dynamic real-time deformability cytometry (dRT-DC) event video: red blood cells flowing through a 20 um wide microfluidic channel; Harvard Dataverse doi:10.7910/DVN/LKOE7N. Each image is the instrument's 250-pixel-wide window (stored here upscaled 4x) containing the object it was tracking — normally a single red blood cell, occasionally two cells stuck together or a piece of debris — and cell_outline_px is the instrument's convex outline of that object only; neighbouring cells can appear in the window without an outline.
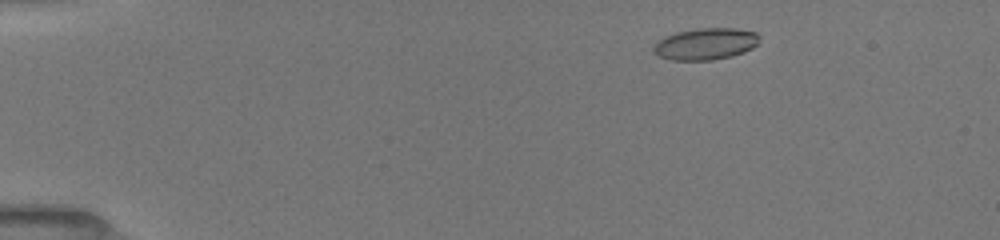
{"species": "common noctule bat (a hibernating species)", "species_latin": "Nyctalus noctula", "temperature_condition": "room temperature", "stored_images_in_passage": 49, "camera_frame_rate_fps": 3000, "um_per_image_px": 0.085, "animal": {"sex": "female", "body_mass_g": 19.5, "forearm_length_mm": 54.1}, "frame": {"image": 1, "passage_image": 5, "time_ms": 1.333, "image_size_px": [1000, 240], "cell_outline_px": [[760, 36], [756, 44], [752, 48], [744, 52], [732, 56], [712, 60], [672, 60], [660, 56], [652, 48], [664, 36], [676, 32], [700, 28], [736, 28], [756, 32]], "centroid_in_image_um": [60.0, 3.72], "position_along_channel_um": 25.0, "area_um2": 19.42}}
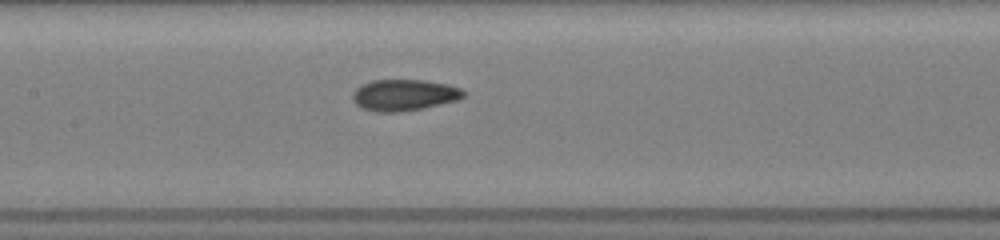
{"frame": {"image": 2, "passage_image": 23, "time_ms": 7.333, "image_size_px": [1000, 240], "cell_outline_px": [[464, 96], [456, 100], [424, 108], [396, 112], [376, 112], [364, 108], [356, 104], [352, 100], [352, 92], [360, 84], [372, 80], [424, 80], [448, 84], [460, 88], [464, 92]], "centroid_in_image_um": [34.31, 8.07], "position_along_channel_um": 173.1, "area_um2": 20.23}}
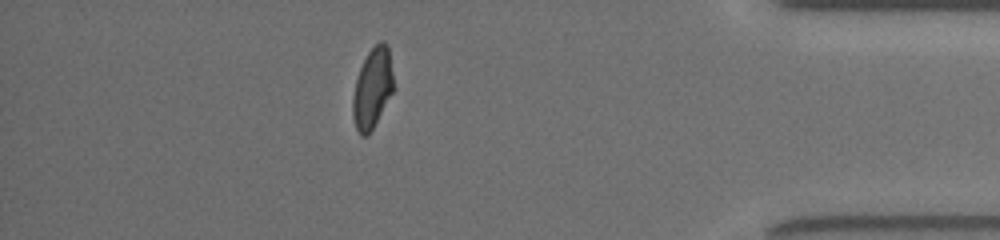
{"frame": {"image": 3, "passage_image": 43, "time_ms": 14.0, "image_size_px": [1000, 240], "cell_outline_px": [[396, 88], [372, 128], [364, 136], [360, 136], [356, 128], [352, 116], [352, 96], [356, 80], [360, 68], [368, 52], [380, 40], [384, 40], [388, 44]], "centroid_in_image_um": [31.69, 7.46], "position_along_channel_um": 403.5, "area_um2": 19.31}, "authors_computed_cell_mechanics": {"area_um2": 19.5364, "velocity_mm_per_s": 3.9891, "shape_relaxation_time_tau1_ms": 10.3703, "shape_relaxation_time_tau2_ms": 1.5159, "deformation_change_tau1": 0.2625, "deformation_change_tau2": 0.0796}}